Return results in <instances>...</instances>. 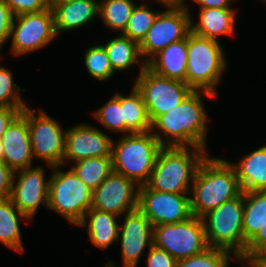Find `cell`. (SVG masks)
<instances>
[{"mask_svg": "<svg viewBox=\"0 0 266 267\" xmlns=\"http://www.w3.org/2000/svg\"><path fill=\"white\" fill-rule=\"evenodd\" d=\"M146 254L147 267H176L177 260L168 252L152 245Z\"/></svg>", "mask_w": 266, "mask_h": 267, "instance_id": "cell-36", "label": "cell"}, {"mask_svg": "<svg viewBox=\"0 0 266 267\" xmlns=\"http://www.w3.org/2000/svg\"><path fill=\"white\" fill-rule=\"evenodd\" d=\"M243 210L244 192L202 217L209 247L227 250L237 258L245 254Z\"/></svg>", "mask_w": 266, "mask_h": 267, "instance_id": "cell-7", "label": "cell"}, {"mask_svg": "<svg viewBox=\"0 0 266 267\" xmlns=\"http://www.w3.org/2000/svg\"><path fill=\"white\" fill-rule=\"evenodd\" d=\"M14 15L8 5L0 0V51L5 45L6 41H9L10 31L13 23ZM2 52H0L1 54Z\"/></svg>", "mask_w": 266, "mask_h": 267, "instance_id": "cell-38", "label": "cell"}, {"mask_svg": "<svg viewBox=\"0 0 266 267\" xmlns=\"http://www.w3.org/2000/svg\"><path fill=\"white\" fill-rule=\"evenodd\" d=\"M261 2H263V4H265L266 5V0H260Z\"/></svg>", "mask_w": 266, "mask_h": 267, "instance_id": "cell-47", "label": "cell"}, {"mask_svg": "<svg viewBox=\"0 0 266 267\" xmlns=\"http://www.w3.org/2000/svg\"><path fill=\"white\" fill-rule=\"evenodd\" d=\"M238 258L231 252L209 247L204 252L177 260L176 267H229Z\"/></svg>", "mask_w": 266, "mask_h": 267, "instance_id": "cell-32", "label": "cell"}, {"mask_svg": "<svg viewBox=\"0 0 266 267\" xmlns=\"http://www.w3.org/2000/svg\"><path fill=\"white\" fill-rule=\"evenodd\" d=\"M133 85L142 95L151 122L176 108L193 90L179 80L165 78L145 67Z\"/></svg>", "mask_w": 266, "mask_h": 267, "instance_id": "cell-10", "label": "cell"}, {"mask_svg": "<svg viewBox=\"0 0 266 267\" xmlns=\"http://www.w3.org/2000/svg\"><path fill=\"white\" fill-rule=\"evenodd\" d=\"M107 52L113 70L117 72L130 71L133 66L139 65V73L146 67L140 53V46L134 40L119 33L116 37L102 44Z\"/></svg>", "mask_w": 266, "mask_h": 267, "instance_id": "cell-24", "label": "cell"}, {"mask_svg": "<svg viewBox=\"0 0 266 267\" xmlns=\"http://www.w3.org/2000/svg\"><path fill=\"white\" fill-rule=\"evenodd\" d=\"M21 220H30L13 204L10 198L0 199V243L11 251L24 253Z\"/></svg>", "mask_w": 266, "mask_h": 267, "instance_id": "cell-25", "label": "cell"}, {"mask_svg": "<svg viewBox=\"0 0 266 267\" xmlns=\"http://www.w3.org/2000/svg\"><path fill=\"white\" fill-rule=\"evenodd\" d=\"M15 171L0 162V199H8L11 196L12 184Z\"/></svg>", "mask_w": 266, "mask_h": 267, "instance_id": "cell-39", "label": "cell"}, {"mask_svg": "<svg viewBox=\"0 0 266 267\" xmlns=\"http://www.w3.org/2000/svg\"><path fill=\"white\" fill-rule=\"evenodd\" d=\"M3 162L14 171L33 165V152L27 122V107L12 121L1 138Z\"/></svg>", "mask_w": 266, "mask_h": 267, "instance_id": "cell-18", "label": "cell"}, {"mask_svg": "<svg viewBox=\"0 0 266 267\" xmlns=\"http://www.w3.org/2000/svg\"><path fill=\"white\" fill-rule=\"evenodd\" d=\"M235 263L240 264L241 267H260V265L256 261L245 260L242 258L235 260Z\"/></svg>", "mask_w": 266, "mask_h": 267, "instance_id": "cell-42", "label": "cell"}, {"mask_svg": "<svg viewBox=\"0 0 266 267\" xmlns=\"http://www.w3.org/2000/svg\"><path fill=\"white\" fill-rule=\"evenodd\" d=\"M138 209L153 227L183 222L193 216L190 194L151 190L146 184L139 188Z\"/></svg>", "mask_w": 266, "mask_h": 267, "instance_id": "cell-13", "label": "cell"}, {"mask_svg": "<svg viewBox=\"0 0 266 267\" xmlns=\"http://www.w3.org/2000/svg\"><path fill=\"white\" fill-rule=\"evenodd\" d=\"M41 165L16 170L10 199L32 222L39 208H48L49 179Z\"/></svg>", "mask_w": 266, "mask_h": 267, "instance_id": "cell-15", "label": "cell"}, {"mask_svg": "<svg viewBox=\"0 0 266 267\" xmlns=\"http://www.w3.org/2000/svg\"><path fill=\"white\" fill-rule=\"evenodd\" d=\"M216 99L207 91L193 90L176 108L158 116L151 132L163 147H201L207 149L210 118L204 97Z\"/></svg>", "mask_w": 266, "mask_h": 267, "instance_id": "cell-1", "label": "cell"}, {"mask_svg": "<svg viewBox=\"0 0 266 267\" xmlns=\"http://www.w3.org/2000/svg\"><path fill=\"white\" fill-rule=\"evenodd\" d=\"M12 73L11 69L0 65V106L26 108L29 105L19 92L21 89L25 92V89L15 83Z\"/></svg>", "mask_w": 266, "mask_h": 267, "instance_id": "cell-34", "label": "cell"}, {"mask_svg": "<svg viewBox=\"0 0 266 267\" xmlns=\"http://www.w3.org/2000/svg\"><path fill=\"white\" fill-rule=\"evenodd\" d=\"M260 267H266V253L255 260Z\"/></svg>", "mask_w": 266, "mask_h": 267, "instance_id": "cell-44", "label": "cell"}, {"mask_svg": "<svg viewBox=\"0 0 266 267\" xmlns=\"http://www.w3.org/2000/svg\"><path fill=\"white\" fill-rule=\"evenodd\" d=\"M163 146L151 131L122 135L112 142L113 172L121 174L139 186L145 185Z\"/></svg>", "mask_w": 266, "mask_h": 267, "instance_id": "cell-5", "label": "cell"}, {"mask_svg": "<svg viewBox=\"0 0 266 267\" xmlns=\"http://www.w3.org/2000/svg\"><path fill=\"white\" fill-rule=\"evenodd\" d=\"M164 8L139 44L146 63L169 44L185 39L191 32V14L185 4H167Z\"/></svg>", "mask_w": 266, "mask_h": 267, "instance_id": "cell-9", "label": "cell"}, {"mask_svg": "<svg viewBox=\"0 0 266 267\" xmlns=\"http://www.w3.org/2000/svg\"><path fill=\"white\" fill-rule=\"evenodd\" d=\"M93 117L109 132L123 135V108L120 106V92L114 93L113 96L100 106L94 112Z\"/></svg>", "mask_w": 266, "mask_h": 267, "instance_id": "cell-33", "label": "cell"}, {"mask_svg": "<svg viewBox=\"0 0 266 267\" xmlns=\"http://www.w3.org/2000/svg\"><path fill=\"white\" fill-rule=\"evenodd\" d=\"M3 153H4V150H3L2 142L0 139V162L3 161Z\"/></svg>", "mask_w": 266, "mask_h": 267, "instance_id": "cell-46", "label": "cell"}, {"mask_svg": "<svg viewBox=\"0 0 266 267\" xmlns=\"http://www.w3.org/2000/svg\"><path fill=\"white\" fill-rule=\"evenodd\" d=\"M14 16L40 12L49 8L47 0H3Z\"/></svg>", "mask_w": 266, "mask_h": 267, "instance_id": "cell-35", "label": "cell"}, {"mask_svg": "<svg viewBox=\"0 0 266 267\" xmlns=\"http://www.w3.org/2000/svg\"><path fill=\"white\" fill-rule=\"evenodd\" d=\"M38 112L27 106V122L33 158L52 166L62 165L66 130L42 108Z\"/></svg>", "mask_w": 266, "mask_h": 267, "instance_id": "cell-11", "label": "cell"}, {"mask_svg": "<svg viewBox=\"0 0 266 267\" xmlns=\"http://www.w3.org/2000/svg\"><path fill=\"white\" fill-rule=\"evenodd\" d=\"M113 138L101 128L79 123L67 128L63 166L91 157H111Z\"/></svg>", "mask_w": 266, "mask_h": 267, "instance_id": "cell-17", "label": "cell"}, {"mask_svg": "<svg viewBox=\"0 0 266 267\" xmlns=\"http://www.w3.org/2000/svg\"><path fill=\"white\" fill-rule=\"evenodd\" d=\"M73 172L93 191L113 172L112 157H91L70 164Z\"/></svg>", "mask_w": 266, "mask_h": 267, "instance_id": "cell-28", "label": "cell"}, {"mask_svg": "<svg viewBox=\"0 0 266 267\" xmlns=\"http://www.w3.org/2000/svg\"><path fill=\"white\" fill-rule=\"evenodd\" d=\"M65 1H69V0H47L49 7H52L53 5H55L57 3H62Z\"/></svg>", "mask_w": 266, "mask_h": 267, "instance_id": "cell-45", "label": "cell"}, {"mask_svg": "<svg viewBox=\"0 0 266 267\" xmlns=\"http://www.w3.org/2000/svg\"><path fill=\"white\" fill-rule=\"evenodd\" d=\"M266 253V225L260 229L257 235L247 244L245 254L241 257L245 260L255 261Z\"/></svg>", "mask_w": 266, "mask_h": 267, "instance_id": "cell-37", "label": "cell"}, {"mask_svg": "<svg viewBox=\"0 0 266 267\" xmlns=\"http://www.w3.org/2000/svg\"><path fill=\"white\" fill-rule=\"evenodd\" d=\"M209 153L201 147H162L146 185L160 192L190 194L196 171Z\"/></svg>", "mask_w": 266, "mask_h": 267, "instance_id": "cell-3", "label": "cell"}, {"mask_svg": "<svg viewBox=\"0 0 266 267\" xmlns=\"http://www.w3.org/2000/svg\"><path fill=\"white\" fill-rule=\"evenodd\" d=\"M135 5L134 0H99V19L112 32L122 33Z\"/></svg>", "mask_w": 266, "mask_h": 267, "instance_id": "cell-29", "label": "cell"}, {"mask_svg": "<svg viewBox=\"0 0 266 267\" xmlns=\"http://www.w3.org/2000/svg\"><path fill=\"white\" fill-rule=\"evenodd\" d=\"M196 3L198 8H233L235 0H191Z\"/></svg>", "mask_w": 266, "mask_h": 267, "instance_id": "cell-41", "label": "cell"}, {"mask_svg": "<svg viewBox=\"0 0 266 267\" xmlns=\"http://www.w3.org/2000/svg\"><path fill=\"white\" fill-rule=\"evenodd\" d=\"M243 233L247 244L266 225V191L244 192Z\"/></svg>", "mask_w": 266, "mask_h": 267, "instance_id": "cell-27", "label": "cell"}, {"mask_svg": "<svg viewBox=\"0 0 266 267\" xmlns=\"http://www.w3.org/2000/svg\"><path fill=\"white\" fill-rule=\"evenodd\" d=\"M120 106L123 108V135L151 131L152 122L147 107L134 85L129 94L120 93Z\"/></svg>", "mask_w": 266, "mask_h": 267, "instance_id": "cell-26", "label": "cell"}, {"mask_svg": "<svg viewBox=\"0 0 266 267\" xmlns=\"http://www.w3.org/2000/svg\"><path fill=\"white\" fill-rule=\"evenodd\" d=\"M187 58L186 37L158 52L146 63V67L159 76L186 83Z\"/></svg>", "mask_w": 266, "mask_h": 267, "instance_id": "cell-21", "label": "cell"}, {"mask_svg": "<svg viewBox=\"0 0 266 267\" xmlns=\"http://www.w3.org/2000/svg\"><path fill=\"white\" fill-rule=\"evenodd\" d=\"M160 11L153 10L150 4L145 2L136 4L126 28L121 34L140 44Z\"/></svg>", "mask_w": 266, "mask_h": 267, "instance_id": "cell-30", "label": "cell"}, {"mask_svg": "<svg viewBox=\"0 0 266 267\" xmlns=\"http://www.w3.org/2000/svg\"><path fill=\"white\" fill-rule=\"evenodd\" d=\"M84 65L91 77L101 83L108 81L116 72L113 70L104 46L97 42L83 53Z\"/></svg>", "mask_w": 266, "mask_h": 267, "instance_id": "cell-31", "label": "cell"}, {"mask_svg": "<svg viewBox=\"0 0 266 267\" xmlns=\"http://www.w3.org/2000/svg\"><path fill=\"white\" fill-rule=\"evenodd\" d=\"M65 166H52L49 175L48 210L77 226L92 207L93 190Z\"/></svg>", "mask_w": 266, "mask_h": 267, "instance_id": "cell-6", "label": "cell"}, {"mask_svg": "<svg viewBox=\"0 0 266 267\" xmlns=\"http://www.w3.org/2000/svg\"><path fill=\"white\" fill-rule=\"evenodd\" d=\"M120 216L90 208L77 227H86L91 243L97 249H107L118 242Z\"/></svg>", "mask_w": 266, "mask_h": 267, "instance_id": "cell-23", "label": "cell"}, {"mask_svg": "<svg viewBox=\"0 0 266 267\" xmlns=\"http://www.w3.org/2000/svg\"><path fill=\"white\" fill-rule=\"evenodd\" d=\"M139 188L135 181L112 172L93 191L91 208L121 217L138 209Z\"/></svg>", "mask_w": 266, "mask_h": 267, "instance_id": "cell-16", "label": "cell"}, {"mask_svg": "<svg viewBox=\"0 0 266 267\" xmlns=\"http://www.w3.org/2000/svg\"><path fill=\"white\" fill-rule=\"evenodd\" d=\"M153 1H155L157 4L160 3L163 7H165L167 4H186V1L188 0H153Z\"/></svg>", "mask_w": 266, "mask_h": 267, "instance_id": "cell-43", "label": "cell"}, {"mask_svg": "<svg viewBox=\"0 0 266 267\" xmlns=\"http://www.w3.org/2000/svg\"><path fill=\"white\" fill-rule=\"evenodd\" d=\"M24 108H12L0 106V139L6 132L12 121L22 112Z\"/></svg>", "mask_w": 266, "mask_h": 267, "instance_id": "cell-40", "label": "cell"}, {"mask_svg": "<svg viewBox=\"0 0 266 267\" xmlns=\"http://www.w3.org/2000/svg\"><path fill=\"white\" fill-rule=\"evenodd\" d=\"M230 162L243 192L266 191V145Z\"/></svg>", "mask_w": 266, "mask_h": 267, "instance_id": "cell-22", "label": "cell"}, {"mask_svg": "<svg viewBox=\"0 0 266 267\" xmlns=\"http://www.w3.org/2000/svg\"><path fill=\"white\" fill-rule=\"evenodd\" d=\"M236 171L229 160L207 155L200 163L190 193L193 216L202 218L222 203L242 193Z\"/></svg>", "mask_w": 266, "mask_h": 267, "instance_id": "cell-2", "label": "cell"}, {"mask_svg": "<svg viewBox=\"0 0 266 267\" xmlns=\"http://www.w3.org/2000/svg\"><path fill=\"white\" fill-rule=\"evenodd\" d=\"M153 245L176 260L189 258L209 248L202 218L189 219L153 227Z\"/></svg>", "mask_w": 266, "mask_h": 267, "instance_id": "cell-8", "label": "cell"}, {"mask_svg": "<svg viewBox=\"0 0 266 267\" xmlns=\"http://www.w3.org/2000/svg\"><path fill=\"white\" fill-rule=\"evenodd\" d=\"M119 224L118 242L122 267H137L146 248L153 245V226L139 210L125 213ZM103 267H119L115 261L108 259Z\"/></svg>", "mask_w": 266, "mask_h": 267, "instance_id": "cell-14", "label": "cell"}, {"mask_svg": "<svg viewBox=\"0 0 266 267\" xmlns=\"http://www.w3.org/2000/svg\"><path fill=\"white\" fill-rule=\"evenodd\" d=\"M191 14V32L197 36L213 39L218 42L220 36H234L237 24L235 8H198V19L195 21L191 7L187 5Z\"/></svg>", "mask_w": 266, "mask_h": 267, "instance_id": "cell-19", "label": "cell"}, {"mask_svg": "<svg viewBox=\"0 0 266 267\" xmlns=\"http://www.w3.org/2000/svg\"><path fill=\"white\" fill-rule=\"evenodd\" d=\"M220 43L192 32L187 35L186 84L192 90L207 91L218 96L216 88L228 67L225 50Z\"/></svg>", "mask_w": 266, "mask_h": 267, "instance_id": "cell-4", "label": "cell"}, {"mask_svg": "<svg viewBox=\"0 0 266 267\" xmlns=\"http://www.w3.org/2000/svg\"><path fill=\"white\" fill-rule=\"evenodd\" d=\"M51 9L57 36L83 28L99 18V0H69L55 4Z\"/></svg>", "mask_w": 266, "mask_h": 267, "instance_id": "cell-20", "label": "cell"}, {"mask_svg": "<svg viewBox=\"0 0 266 267\" xmlns=\"http://www.w3.org/2000/svg\"><path fill=\"white\" fill-rule=\"evenodd\" d=\"M57 38L51 7L40 12L14 16L9 41L13 56L31 54Z\"/></svg>", "mask_w": 266, "mask_h": 267, "instance_id": "cell-12", "label": "cell"}]
</instances>
